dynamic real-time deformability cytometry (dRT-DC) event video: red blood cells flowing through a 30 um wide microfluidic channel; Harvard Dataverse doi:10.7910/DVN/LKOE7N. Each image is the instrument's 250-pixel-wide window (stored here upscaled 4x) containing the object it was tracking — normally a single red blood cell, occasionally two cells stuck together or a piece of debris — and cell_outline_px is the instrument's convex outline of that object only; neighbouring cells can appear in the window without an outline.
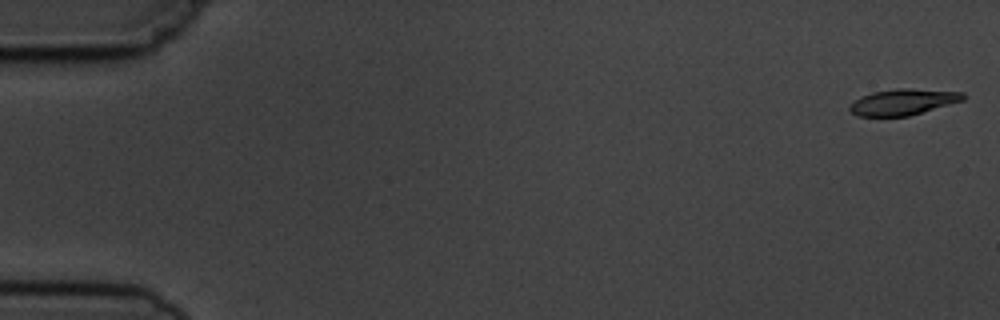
{"species": "common noctule bat (a hibernating species)", "species_latin": "Nyctalus noctula", "temperature_condition": "cold", "stored_images_in_passage": 6, "segment_of_instrument_passage": [1, 2], "camera_frame_rate_fps": 3000, "um_per_image_px": 0.085, "animal": {"sex": "male", "body_mass_g": 19.5, "forearm_length_mm": 54.6}, "frame": {"image": 1, "passage_image": 1, "time_ms": 0.0, "image_size_px": [1000, 320], "cell_outline_px": [[964, 100], [908, 116], [856, 116], [848, 108], [860, 96], [872, 92], [896, 88], [908, 88], [964, 92]], "centroid_in_image_um": [76.75, 8.66], "position_along_channel_um": 8.2, "area_um2": 17.11}}
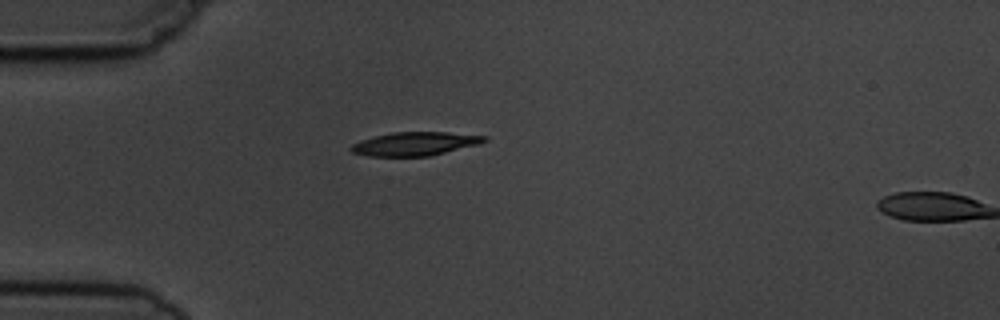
{"frame": {"image": 2, "passage_image": 5, "time_ms": 4.667, "image_size_px": [1000, 320], "cell_outline_px": [[488, 140], [480, 144], [432, 156], [368, 156], [352, 152], [348, 148], [352, 144], [360, 140], [392, 132], [448, 132], [488, 136]], "centroid_in_image_um": [35.31, 12.22], "position_along_channel_um": 49.7, "area_um2": 18.5}}